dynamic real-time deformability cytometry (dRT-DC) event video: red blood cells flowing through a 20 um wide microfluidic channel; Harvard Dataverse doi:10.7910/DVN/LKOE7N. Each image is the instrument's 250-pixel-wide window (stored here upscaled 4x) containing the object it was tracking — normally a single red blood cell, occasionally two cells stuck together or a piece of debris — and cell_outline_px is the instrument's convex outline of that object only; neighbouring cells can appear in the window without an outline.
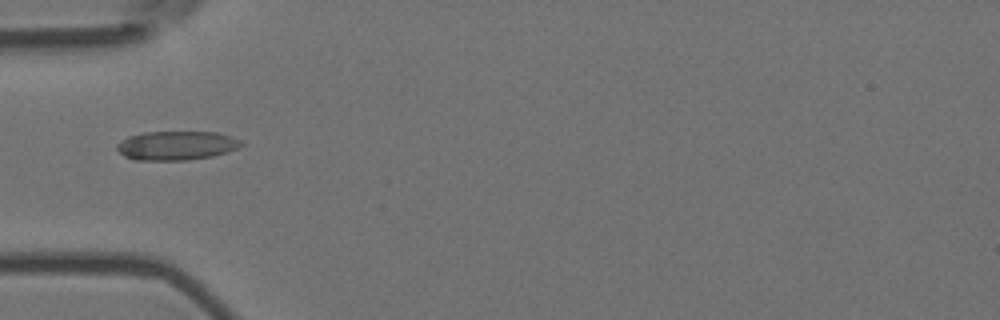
{"species": "Egyptian fruit bat (a non-hibernating species)", "species_latin": "Rousettus aegyptiacus", "temperature_condition": "room temperature", "stored_images_in_passage": 9, "camera_frame_rate_fps": 3000, "um_per_image_px": 0.085, "animal": {"sex": "female"}, "frame": {"image": 1, "passage_image": 6, "time_ms": 1.667, "image_size_px": [1000, 320], "cell_outline_px": [[244, 144], [228, 152], [212, 156], [188, 160], [136, 160], [124, 156], [116, 148], [116, 144], [120, 140], [128, 136], [144, 132], [216, 132], [232, 136], [240, 140]], "centroid_in_image_um": [14.98, 12.37], "position_along_channel_um": 70.0, "area_um2": 21.1}}
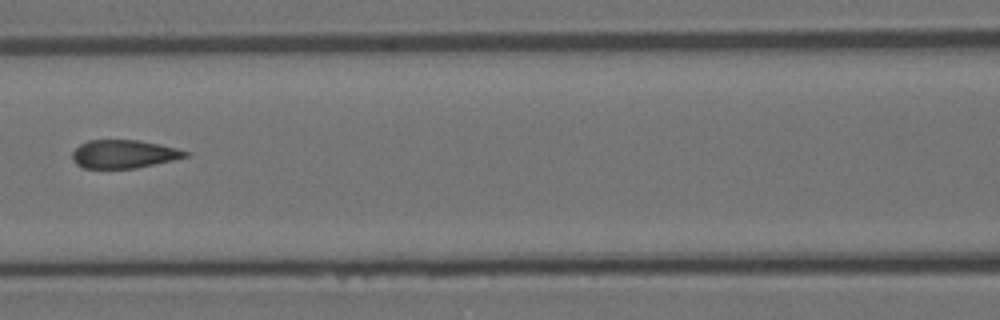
{"frame": {"image": 2, "passage_image": 8, "time_ms": 2.333, "image_size_px": [1000, 320], "cell_outline_px": [[192, 152], [188, 156], [172, 160], [136, 168], [84, 168], [76, 164], [72, 160], [72, 152], [80, 144], [88, 140], [140, 140], [160, 144]], "centroid_in_image_um": [10.52, 13.09], "position_along_channel_um": 156.1, "area_um2": 18.67}}
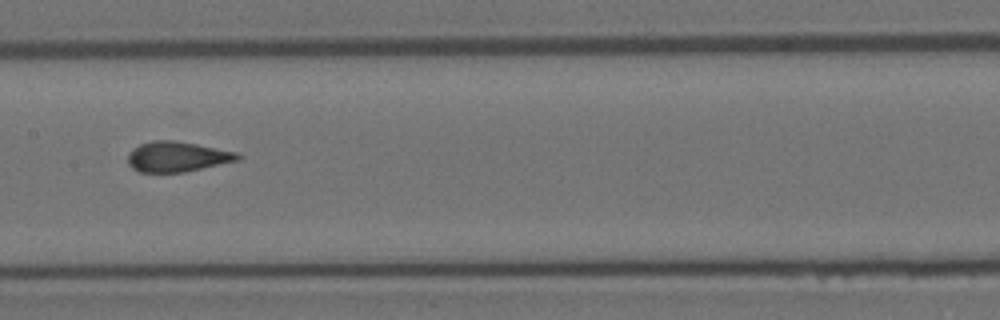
{"frame": {"image": 3, "passage_image": 9, "time_ms": 2.667, "image_size_px": [1000, 320], "cell_outline_px": [[244, 156], [240, 160], [184, 172], [140, 172], [132, 168], [128, 164], [128, 152], [132, 148], [140, 144], [152, 140], [172, 140], [196, 144], [236, 152]], "centroid_in_image_um": [15.05, 13.32], "position_along_channel_um": 192.3, "area_um2": 19.42}}